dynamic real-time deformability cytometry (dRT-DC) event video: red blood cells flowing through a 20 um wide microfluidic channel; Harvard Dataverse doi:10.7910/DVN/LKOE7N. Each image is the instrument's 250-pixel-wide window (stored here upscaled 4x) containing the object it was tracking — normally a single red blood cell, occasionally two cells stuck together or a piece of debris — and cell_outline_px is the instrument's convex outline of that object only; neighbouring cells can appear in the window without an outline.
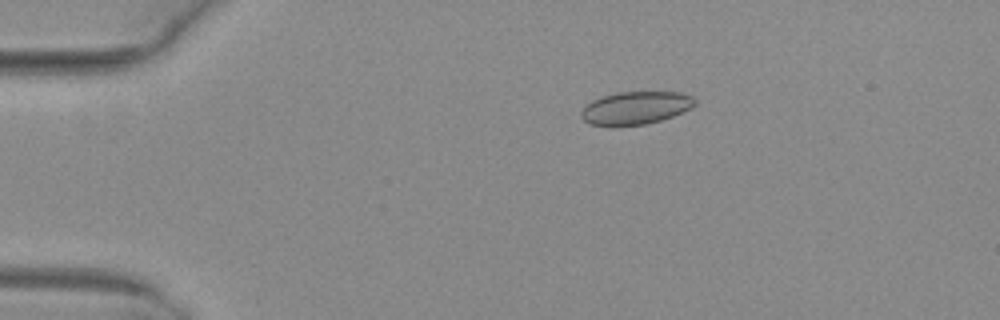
{"species": "common noctule bat (a hibernating species)", "species_latin": "Nyctalus noctula", "temperature_condition": "warm", "stored_images_in_passage": 53, "camera_frame_rate_fps": 3000, "um_per_image_px": 0.085, "animal": {"sex": "female", "body_mass_g": 29.2, "forearm_length_mm": 56.3}, "frame": {"image": 1, "passage_image": 11, "time_ms": 3.333, "image_size_px": [1000, 320], "cell_outline_px": [[696, 104], [692, 108], [672, 116], [660, 120], [644, 124], [616, 128], [588, 124], [580, 116], [580, 112], [592, 100], [600, 96], [616, 92], [680, 92], [692, 96], [696, 100]], "centroid_in_image_um": [53.99, 9.19], "position_along_channel_um": 31.0, "area_um2": 22.25}}
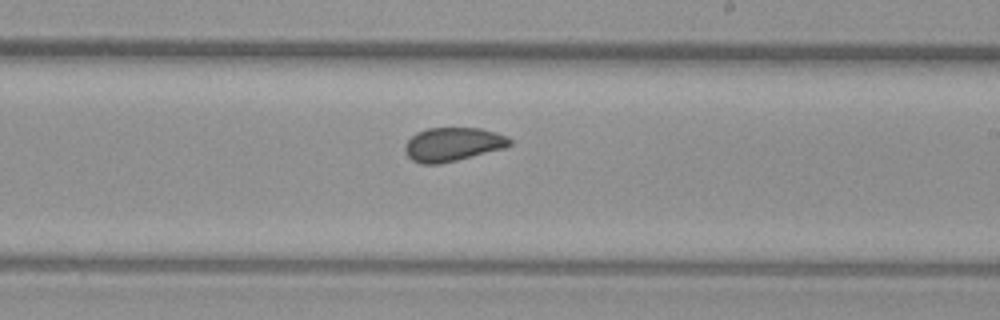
{"frame": {"image": 2, "passage_image": 32, "time_ms": 10.333, "image_size_px": [1000, 320], "cell_outline_px": [[512, 144], [504, 148], [440, 164], [420, 164], [412, 160], [404, 152], [404, 144], [416, 132], [428, 128], [480, 128], [496, 132], [508, 136], [512, 140]], "centroid_in_image_um": [38.47, 12.26], "position_along_channel_um": 250.5, "area_um2": 20.69}}
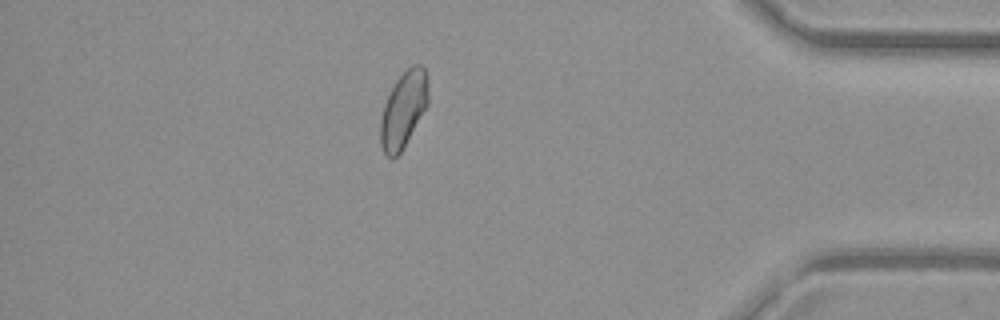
{"frame": {"image": 3, "passage_image": 46, "time_ms": 15.0, "image_size_px": [1000, 320], "cell_outline_px": [[428, 104], [400, 152], [392, 160], [384, 152], [380, 144], [380, 120], [384, 104], [396, 80], [412, 64], [420, 64], [424, 68], [428, 76]], "centroid_in_image_um": [34.29, 9.29], "position_along_channel_um": 400.9, "area_um2": 20.98}, "authors_computed_cell_mechanics": {"area_um2": 21.386, "velocity_mm_per_s": 4.0237, "shape_relaxation_time_tau1_ms": null, "shape_relaxation_time_tau2_ms": 1.255, "deformation_change_tau1": null, "deformation_change_tau2": 0.0571}}